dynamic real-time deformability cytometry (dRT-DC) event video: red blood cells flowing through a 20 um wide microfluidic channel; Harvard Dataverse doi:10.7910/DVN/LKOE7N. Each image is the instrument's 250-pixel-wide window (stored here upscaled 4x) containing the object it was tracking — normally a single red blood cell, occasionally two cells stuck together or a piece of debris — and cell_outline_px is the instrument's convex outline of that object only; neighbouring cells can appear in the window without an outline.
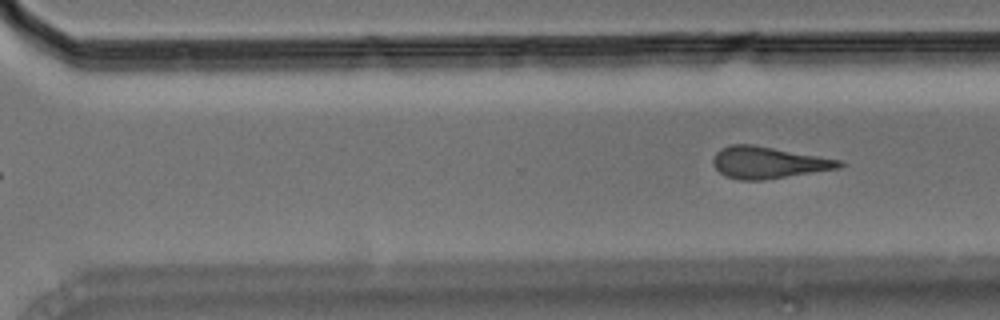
{"species": "Egyptian fruit bat (a non-hibernating species)", "species_latin": "Rousettus aegyptiacus", "temperature_condition": "room temperature", "stored_images_in_passage": 10, "segment_of_instrument_passage": [2, 2], "camera_frame_rate_fps": 3000, "um_per_image_px": 0.085, "animal": {"sex": "male"}, "frame": {"image": 1, "passage_image": 10, "time_ms": 3.0, "image_size_px": [1000, 320], "cell_outline_px": [[848, 164], [840, 168], [764, 180], [740, 180], [728, 176], [720, 172], [712, 164], [712, 160], [716, 152], [720, 148], [732, 144], [752, 144], [844, 160]], "centroid_in_image_um": [65.35, 13.81], "position_along_channel_um": 305.2, "area_um2": 23.52}}